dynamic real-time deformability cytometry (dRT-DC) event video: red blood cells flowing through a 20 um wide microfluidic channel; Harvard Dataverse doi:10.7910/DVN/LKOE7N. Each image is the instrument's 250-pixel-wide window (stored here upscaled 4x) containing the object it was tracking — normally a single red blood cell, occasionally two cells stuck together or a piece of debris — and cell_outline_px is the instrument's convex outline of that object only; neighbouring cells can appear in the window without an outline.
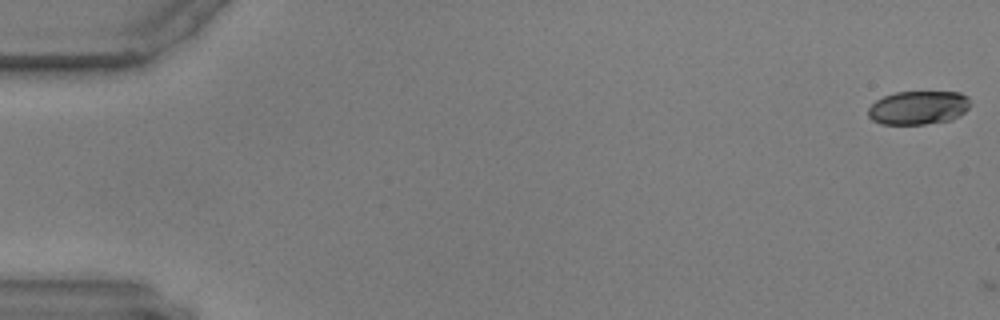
{"species": "common noctule bat (a hibernating species)", "species_latin": "Nyctalus noctula", "temperature_condition": "warm", "stored_images_in_passage": 2, "camera_frame_rate_fps": 3000, "um_per_image_px": 0.085, "animal": {"sex": "male", "body_mass_g": 17.9, "forearm_length_mm": 54.2}, "frame": {"image": 1, "passage_image": 1, "time_ms": 0.0, "image_size_px": [1000, 320], "cell_outline_px": [[968, 108], [960, 116], [952, 120], [924, 124], [880, 124], [872, 120], [868, 116], [868, 108], [876, 100], [884, 96], [896, 92], [960, 92], [968, 96]], "centroid_in_image_um": [78.04, 9.16], "position_along_channel_um": 7.0, "area_um2": 20.06}}